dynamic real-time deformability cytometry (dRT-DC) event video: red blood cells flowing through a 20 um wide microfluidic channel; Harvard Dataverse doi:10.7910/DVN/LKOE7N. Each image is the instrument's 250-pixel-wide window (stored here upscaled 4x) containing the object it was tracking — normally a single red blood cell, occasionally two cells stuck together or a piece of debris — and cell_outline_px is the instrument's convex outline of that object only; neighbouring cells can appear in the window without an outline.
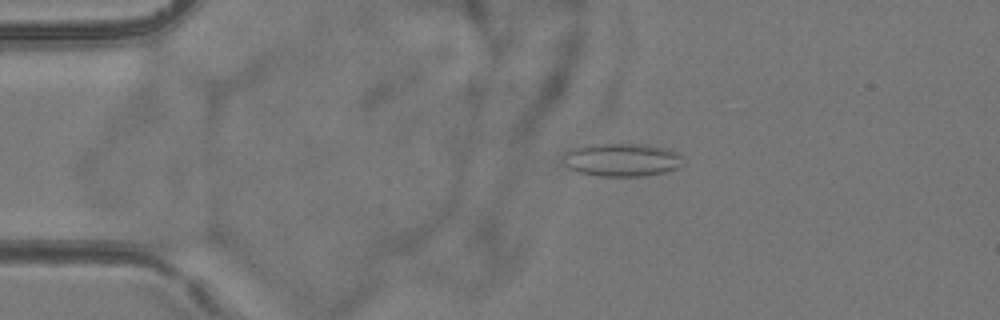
{"species": "common noctule bat (a hibernating species)", "species_latin": "Nyctalus noctula", "temperature_condition": "room temperature", "stored_images_in_passage": 6, "camera_frame_rate_fps": 3000, "um_per_image_px": 0.085, "animal": {"sex": "female", "body_mass_g": 24.6, "forearm_length_mm": 56.2}, "frame": {"image": 1, "passage_image": 4, "time_ms": 3.333, "image_size_px": [1000, 320], "cell_outline_px": [[684, 164], [680, 168], [664, 172], [644, 176], [600, 176], [580, 172], [568, 168], [564, 164], [564, 152], [572, 148], [592, 144], [648, 144], [664, 148], [676, 152], [680, 156]], "centroid_in_image_um": [52.86, 13.58], "position_along_channel_um": 32.1, "area_um2": 23.24}}
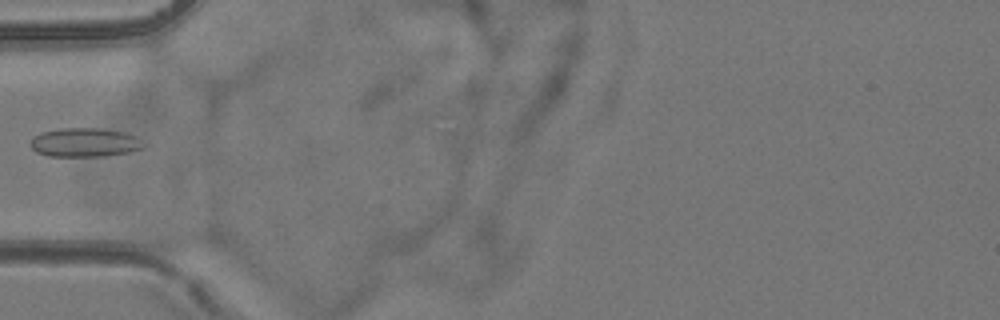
{"frame": {"image": 2, "passage_image": 6, "time_ms": 5.667, "image_size_px": [1000, 320], "cell_outline_px": [[148, 144], [144, 148], [128, 152], [104, 156], [48, 156], [36, 152], [28, 144], [32, 136], [40, 132], [60, 128], [104, 128], [124, 132], [136, 136]], "centroid_in_image_um": [7.2, 12.1], "position_along_channel_um": 77.8, "area_um2": 19.48}}